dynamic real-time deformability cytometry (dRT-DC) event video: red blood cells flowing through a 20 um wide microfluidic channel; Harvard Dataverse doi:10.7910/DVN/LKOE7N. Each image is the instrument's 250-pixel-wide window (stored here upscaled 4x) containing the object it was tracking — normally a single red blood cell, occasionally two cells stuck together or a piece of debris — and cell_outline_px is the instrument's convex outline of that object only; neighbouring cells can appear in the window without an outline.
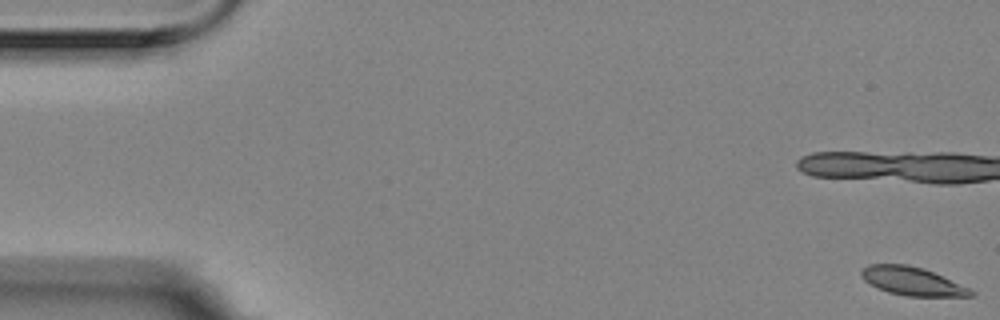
{"species": "Egyptian fruit bat (a non-hibernating species)", "species_latin": "Rousettus aegyptiacus", "temperature_condition": "room temperature", "stored_images_in_passage": 6, "camera_frame_rate_fps": 3000, "um_per_image_px": 0.085, "animal": {"sex": "female"}, "frame": {"image": 1, "passage_image": 1, "time_ms": 0.0, "image_size_px": [1000, 320], "cell_outline_px": [[976, 292], [972, 296], [908, 296], [888, 292], [864, 280], [860, 276], [860, 272], [868, 264], [908, 264], [924, 268], [968, 288]], "centroid_in_image_um": [77.52, 23.89], "position_along_channel_um": 7.5, "area_um2": 17.8}}